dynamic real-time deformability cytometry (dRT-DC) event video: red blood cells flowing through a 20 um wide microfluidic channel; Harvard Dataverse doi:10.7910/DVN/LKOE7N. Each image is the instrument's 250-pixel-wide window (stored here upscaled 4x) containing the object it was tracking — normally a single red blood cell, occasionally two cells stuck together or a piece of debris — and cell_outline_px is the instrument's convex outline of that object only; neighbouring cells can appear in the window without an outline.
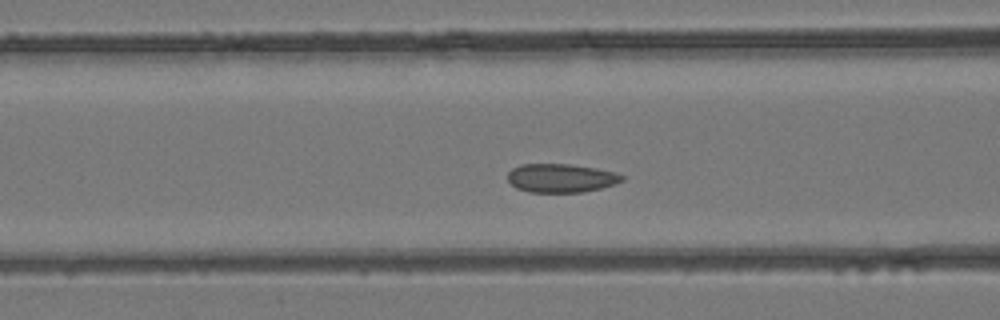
{"species": "common noctule bat (a hibernating species)", "species_latin": "Nyctalus noctula", "temperature_condition": "room temperature", "stored_images_in_passage": 6, "segment_of_instrument_passage": [2, 2], "camera_frame_rate_fps": 3000, "um_per_image_px": 0.085, "animal": {"sex": "female", "body_mass_g": 24.6, "forearm_length_mm": 56.2}, "frame": {"image": 1, "passage_image": 6, "time_ms": 1.667, "image_size_px": [1000, 320], "cell_outline_px": [[624, 180], [616, 184], [584, 192], [528, 192], [516, 188], [508, 180], [508, 172], [512, 168], [520, 164], [568, 164], [596, 168], [616, 172], [624, 176]], "centroid_in_image_um": [47.69, 15.13], "position_along_channel_um": 118.9, "area_um2": 19.19}}